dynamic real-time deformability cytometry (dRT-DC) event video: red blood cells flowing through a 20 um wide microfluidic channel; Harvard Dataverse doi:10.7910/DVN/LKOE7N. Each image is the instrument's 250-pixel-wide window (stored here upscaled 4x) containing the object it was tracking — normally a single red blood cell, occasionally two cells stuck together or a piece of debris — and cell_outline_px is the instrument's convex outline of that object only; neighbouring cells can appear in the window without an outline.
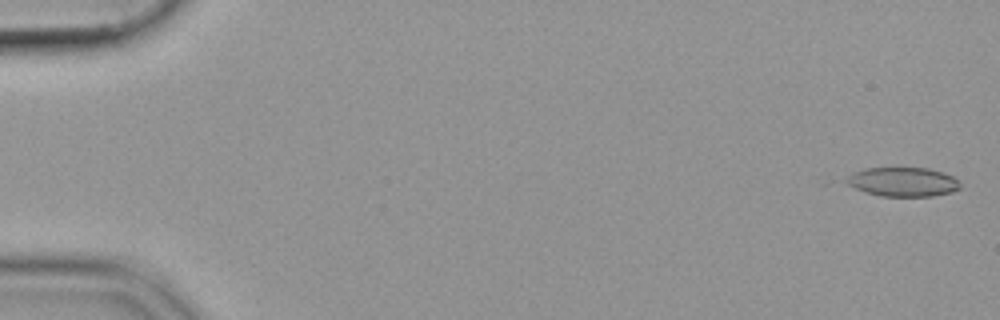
{"species": "common noctule bat (a hibernating species)", "species_latin": "Nyctalus noctula", "temperature_condition": "cold", "stored_images_in_passage": 25, "camera_frame_rate_fps": 3000, "um_per_image_px": 0.085, "animal": {"sex": "female", "body_mass_g": 19.9}, "frame": {"image": 1, "passage_image": 2, "time_ms": 0.333, "image_size_px": [1000, 320], "cell_outline_px": [[960, 188], [952, 192], [932, 196], [880, 196], [864, 192], [848, 184], [844, 180], [848, 176], [864, 168], [928, 168], [944, 172], [960, 180]], "centroid_in_image_um": [76.78, 15.46], "position_along_channel_um": 8.2, "area_um2": 19.36}}